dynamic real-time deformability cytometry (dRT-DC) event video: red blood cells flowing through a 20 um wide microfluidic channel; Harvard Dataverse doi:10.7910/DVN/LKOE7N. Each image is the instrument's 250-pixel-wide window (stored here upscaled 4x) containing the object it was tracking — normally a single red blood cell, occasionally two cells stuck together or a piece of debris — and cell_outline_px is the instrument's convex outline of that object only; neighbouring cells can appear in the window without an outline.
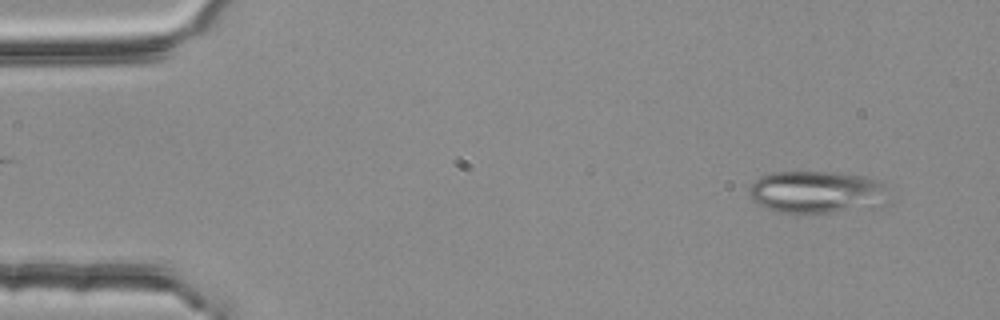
{"species": "common noctule bat (a hibernating species)", "species_latin": "Nyctalus noctula", "temperature_condition": "room temperature", "stored_images_in_passage": 3, "camera_frame_rate_fps": 3000, "um_per_image_px": 0.085, "animal": {"sex": "female", "body_mass_g": 25.1}, "frame": {"image": 1, "passage_image": 3, "time_ms": 0.667, "image_size_px": [1000, 320], "cell_outline_px": [[896, 200], [892, 204], [828, 212], [780, 212], [760, 204], [752, 200], [748, 192], [748, 188], [760, 176], [772, 172], [840, 172], [864, 176], [880, 180], [888, 184]], "centroid_in_image_um": [69.62, 16.3], "position_along_channel_um": 15.4, "area_um2": 35.2}}